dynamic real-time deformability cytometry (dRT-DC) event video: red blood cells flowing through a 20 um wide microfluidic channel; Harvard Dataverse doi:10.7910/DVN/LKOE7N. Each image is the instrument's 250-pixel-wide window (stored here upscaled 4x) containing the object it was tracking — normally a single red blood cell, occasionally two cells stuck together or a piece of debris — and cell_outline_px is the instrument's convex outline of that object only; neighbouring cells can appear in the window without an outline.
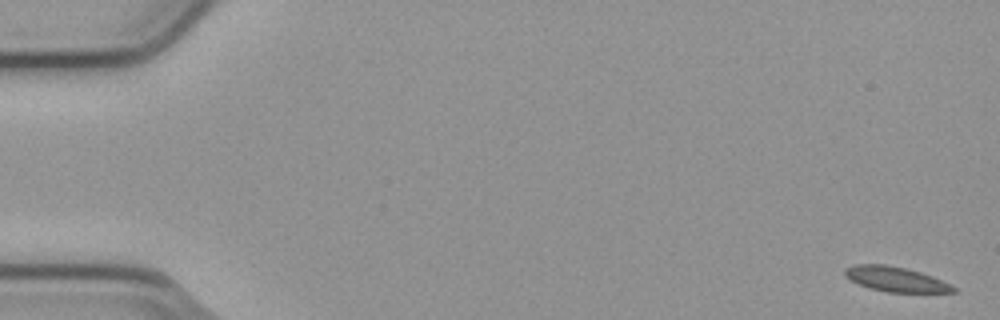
{"species": "common noctule bat (a hibernating species)", "species_latin": "Nyctalus noctula", "temperature_condition": "cold", "stored_images_in_passage": 4, "camera_frame_rate_fps": 3000, "um_per_image_px": 0.085, "animal": {"sex": "male", "body_mass_g": 23.1, "forearm_length_mm": 52.7}, "frame": {"image": 1, "passage_image": 1, "time_ms": 0.0, "image_size_px": [1000, 320], "cell_outline_px": [[960, 292], [888, 292], [868, 288], [844, 276], [844, 268], [852, 264], [884, 264], [904, 268], [920, 272], [932, 276], [956, 288]], "centroid_in_image_um": [76.09, 23.73], "position_along_channel_um": 8.9, "area_um2": 15.61}}